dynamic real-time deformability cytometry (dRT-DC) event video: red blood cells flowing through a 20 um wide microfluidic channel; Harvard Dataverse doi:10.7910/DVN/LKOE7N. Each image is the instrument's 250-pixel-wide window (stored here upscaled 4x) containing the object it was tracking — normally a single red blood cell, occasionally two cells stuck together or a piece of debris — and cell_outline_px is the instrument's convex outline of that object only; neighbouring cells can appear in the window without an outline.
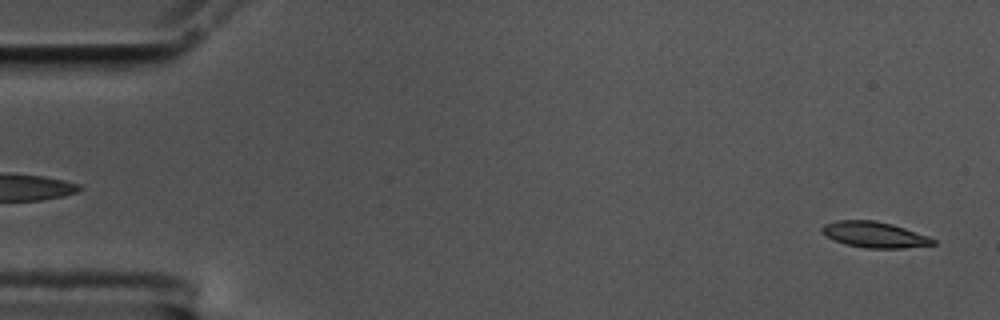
{"species": "common noctule bat (a hibernating species)", "species_latin": "Nyctalus noctula", "temperature_condition": "cold", "stored_images_in_passage": 5, "camera_frame_rate_fps": 3000, "um_per_image_px": 0.085, "animal": {"sex": "male", "body_mass_g": 17.5, "forearm_length_mm": 52.3}, "frame": {"image": 1, "passage_image": 2, "time_ms": 0.333, "image_size_px": [1000, 320], "cell_outline_px": [[936, 244], [904, 248], [864, 248], [844, 244], [820, 232], [820, 228], [824, 224], [836, 220], [876, 220], [892, 224], [928, 236], [936, 240]], "centroid_in_image_um": [74.31, 19.94], "position_along_channel_um": 10.7, "area_um2": 16.76}}